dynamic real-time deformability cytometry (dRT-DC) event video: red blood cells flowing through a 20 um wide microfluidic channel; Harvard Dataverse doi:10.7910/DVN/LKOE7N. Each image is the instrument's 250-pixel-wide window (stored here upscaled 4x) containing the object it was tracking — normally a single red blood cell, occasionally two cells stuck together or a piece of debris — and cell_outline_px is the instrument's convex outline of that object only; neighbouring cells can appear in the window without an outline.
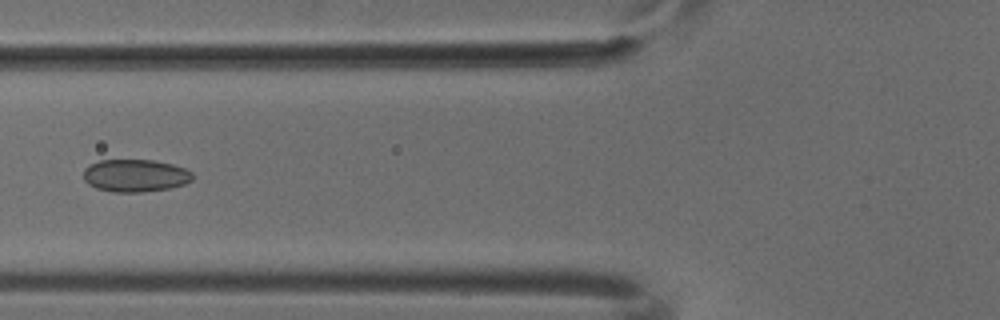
{"species": "common noctule bat (a hibernating species)", "species_latin": "Nyctalus noctula", "temperature_condition": "cold", "stored_images_in_passage": 3, "camera_frame_rate_fps": 3000, "um_per_image_px": 0.085, "animal": {"sex": "male", "body_mass_g": 18.8}, "frame": {"image": 1, "passage_image": 3, "time_ms": 0.667, "image_size_px": [1000, 320], "cell_outline_px": [[192, 180], [184, 184], [168, 188], [144, 192], [112, 192], [96, 188], [88, 184], [84, 180], [84, 168], [88, 164], [100, 160], [152, 160], [172, 164], [184, 168], [192, 172]], "centroid_in_image_um": [11.46, 14.92], "position_along_channel_um": 114.3, "area_um2": 20.75}}